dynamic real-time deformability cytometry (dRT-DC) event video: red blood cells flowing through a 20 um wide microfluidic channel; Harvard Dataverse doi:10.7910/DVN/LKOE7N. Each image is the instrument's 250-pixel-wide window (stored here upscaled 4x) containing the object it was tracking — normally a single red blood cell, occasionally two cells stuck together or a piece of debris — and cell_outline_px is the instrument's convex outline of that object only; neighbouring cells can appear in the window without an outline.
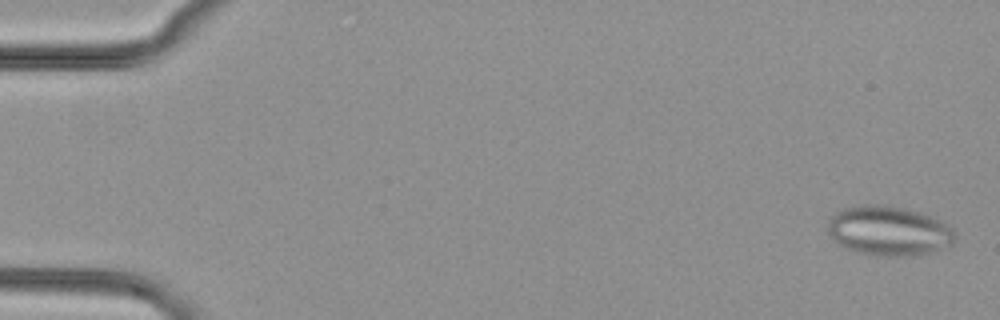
{"species": "common noctule bat (a hibernating species)", "species_latin": "Nyctalus noctula", "temperature_condition": "cold", "stored_images_in_passage": 51, "segment_of_instrument_passage": [1, 2], "camera_frame_rate_fps": 3000, "um_per_image_px": 0.085, "animal": {"sex": "female", "body_mass_g": 29.2, "forearm_length_mm": 56.3}, "frame": {"image": 1, "passage_image": 1, "time_ms": 0.0, "image_size_px": [1000, 320], "cell_outline_px": [[956, 240], [952, 244], [916, 256], [880, 256], [848, 248], [840, 244], [828, 232], [828, 220], [836, 212], [844, 208], [864, 204], [884, 204], [904, 208], [920, 212], [932, 216], [948, 224], [956, 232]], "centroid_in_image_um": [75.59, 19.6], "position_along_channel_um": 9.4, "area_um2": 36.65}}